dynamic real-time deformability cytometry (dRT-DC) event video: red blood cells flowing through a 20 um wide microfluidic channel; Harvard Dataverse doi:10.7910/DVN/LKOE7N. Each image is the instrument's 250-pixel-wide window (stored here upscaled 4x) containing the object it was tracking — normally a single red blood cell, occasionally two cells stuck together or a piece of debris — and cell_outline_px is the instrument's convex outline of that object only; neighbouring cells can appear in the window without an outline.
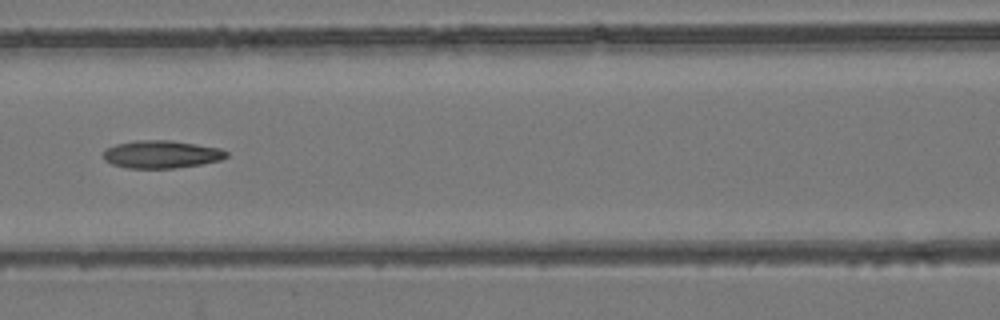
{"species": "common noctule bat (a hibernating species)", "species_latin": "Nyctalus noctula", "temperature_condition": "room temperature", "stored_images_in_passage": 7, "camera_frame_rate_fps": 3000, "um_per_image_px": 0.085, "animal": {"sex": "female", "body_mass_g": 24.6, "forearm_length_mm": 56.2}, "frame": {"image": 1, "passage_image": 6, "time_ms": 1.667, "image_size_px": [1000, 320], "cell_outline_px": [[228, 156], [220, 160], [200, 164], [172, 168], [124, 168], [112, 164], [104, 160], [104, 152], [108, 148], [116, 144], [136, 140], [172, 140], [220, 148], [228, 152]], "centroid_in_image_um": [13.72, 13.11], "position_along_channel_um": 152.9, "area_um2": 19.83}}
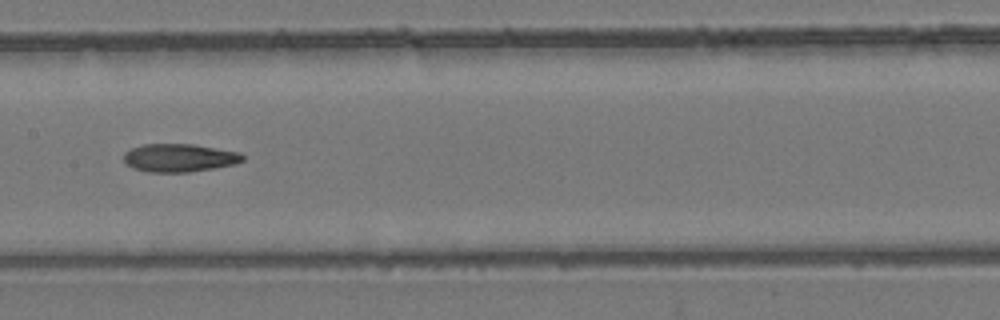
{"frame": {"image": 2, "passage_image": 7, "time_ms": 2.0, "image_size_px": [1000, 320], "cell_outline_px": [[244, 160], [236, 164], [216, 168], [188, 172], [148, 172], [132, 168], [124, 160], [124, 152], [132, 148], [144, 144], [192, 144], [240, 152], [244, 156]], "centroid_in_image_um": [15.26, 13.42], "position_along_channel_um": 192.1, "area_um2": 19.54}}